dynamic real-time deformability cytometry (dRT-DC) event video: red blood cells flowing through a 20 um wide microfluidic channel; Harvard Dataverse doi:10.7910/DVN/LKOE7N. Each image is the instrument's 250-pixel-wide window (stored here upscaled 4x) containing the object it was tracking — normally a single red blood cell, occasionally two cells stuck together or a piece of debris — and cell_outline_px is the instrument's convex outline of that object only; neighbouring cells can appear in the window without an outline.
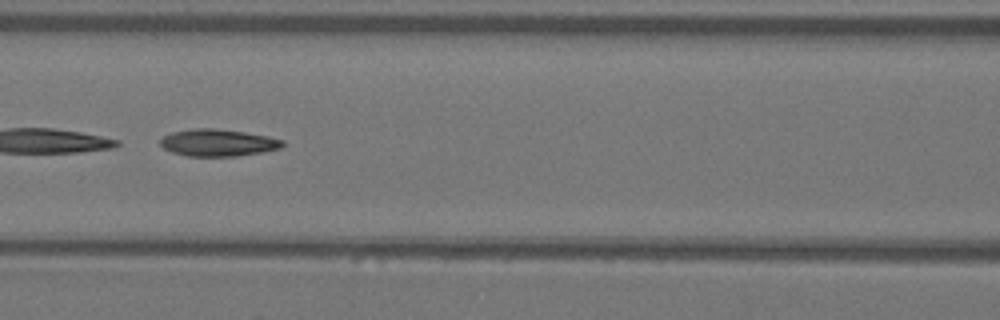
{"species": "Egyptian fruit bat (a non-hibernating species)", "species_latin": "Rousettus aegyptiacus", "temperature_condition": "warm", "stored_images_in_passage": 14, "camera_frame_rate_fps": 3000, "um_per_image_px": 0.085, "animal": {"sex": "female"}, "frame": {"image": 1, "passage_image": 8, "time_ms": 2.333, "image_size_px": [1000, 320], "cell_outline_px": [[284, 144], [280, 148], [260, 152], [236, 156], [188, 156], [172, 152], [164, 148], [160, 144], [160, 140], [164, 136], [172, 132], [192, 128], [216, 128], [244, 132], [268, 136], [284, 140]], "centroid_in_image_um": [18.52, 12.12], "position_along_channel_um": 148.1, "area_um2": 19.19}}